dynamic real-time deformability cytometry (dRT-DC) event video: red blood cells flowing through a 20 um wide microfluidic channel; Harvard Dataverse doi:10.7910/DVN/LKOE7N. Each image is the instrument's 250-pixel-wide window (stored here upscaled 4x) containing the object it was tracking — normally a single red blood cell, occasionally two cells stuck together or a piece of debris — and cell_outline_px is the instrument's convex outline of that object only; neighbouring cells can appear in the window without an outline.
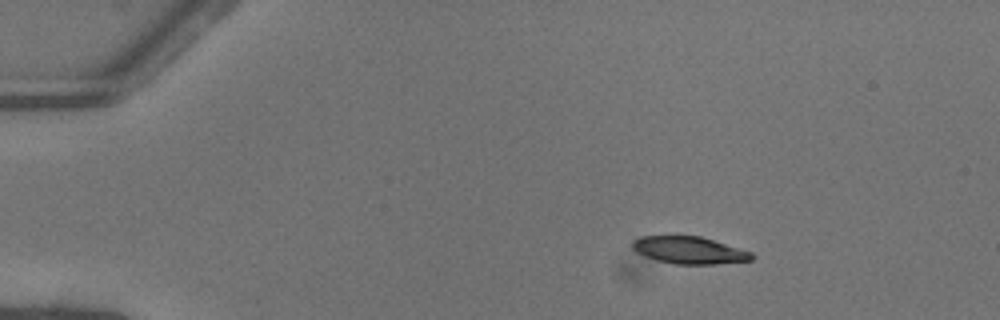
{"species": "common noctule bat (a hibernating species)", "species_latin": "Nyctalus noctula", "temperature_condition": "warm", "stored_images_in_passage": 52, "camera_frame_rate_fps": 3000, "um_per_image_px": 0.085, "animal": {"sex": "female"}, "frame": {"image": 1, "passage_image": 9, "time_ms": 2.667, "image_size_px": [1000, 320], "cell_outline_px": [[756, 256], [752, 260], [712, 264], [676, 264], [656, 260], [636, 252], [632, 248], [632, 240], [640, 236], [700, 236], [752, 252]], "centroid_in_image_um": [58.57, 21.26], "position_along_channel_um": 26.4, "area_um2": 18.84}}
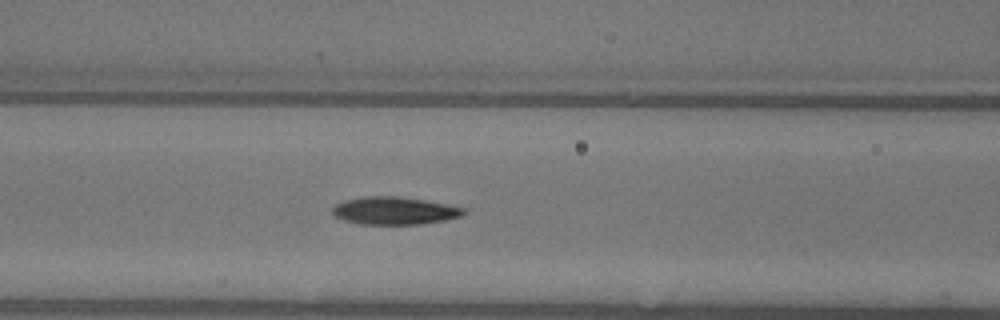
{"frame": {"image": 2, "passage_image": 23, "time_ms": 7.333, "image_size_px": [1000, 320], "cell_outline_px": [[464, 212], [460, 216], [444, 220], [420, 224], [360, 224], [344, 220], [336, 216], [332, 212], [332, 208], [336, 204], [344, 200], [368, 196], [400, 196], [424, 200], [464, 208]], "centroid_in_image_um": [33.48, 17.91], "position_along_channel_um": 133.1, "area_um2": 20.87}}
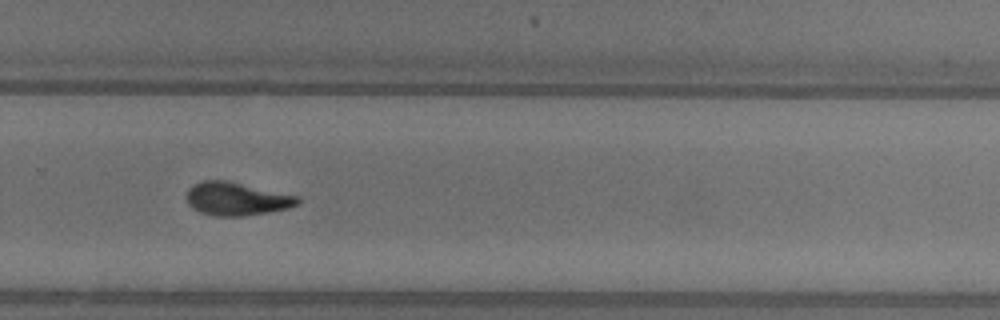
{"frame": {"image": 3, "passage_image": 36, "time_ms": 11.667, "image_size_px": [1000, 320], "cell_outline_px": [[300, 200], [296, 204], [288, 208], [268, 212], [244, 216], [212, 216], [200, 212], [192, 208], [188, 204], [188, 188], [204, 180], [228, 180], [300, 196]], "centroid_in_image_um": [20.12, 16.9], "position_along_channel_um": 309.7, "area_um2": 21.5}, "authors_computed_cell_mechanics": {"area_um2": 20.519, "velocity_mm_per_s": 4.093, "shape_relaxation_time_tau1_ms": 5.8645, "shape_relaxation_time_tau2_ms": 4.3068, "deformation_change_tau1": 0.229, "deformation_change_tau2": 0.1248}}